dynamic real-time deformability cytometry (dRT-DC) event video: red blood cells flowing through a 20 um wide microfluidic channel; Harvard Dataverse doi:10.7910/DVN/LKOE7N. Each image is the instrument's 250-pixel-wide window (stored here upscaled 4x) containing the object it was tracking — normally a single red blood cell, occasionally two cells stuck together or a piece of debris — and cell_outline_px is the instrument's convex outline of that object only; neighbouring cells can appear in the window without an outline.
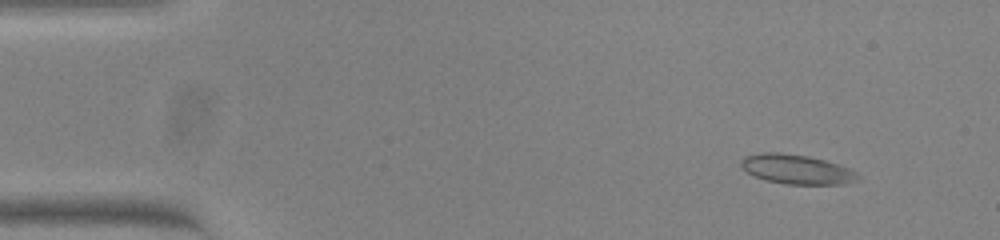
{"species": "common noctule bat (a hibernating species)", "species_latin": "Nyctalus noctula", "temperature_condition": "warm", "stored_images_in_passage": 51, "camera_frame_rate_fps": 3000, "um_per_image_px": 0.085, "animal": {"sex": "female", "body_mass_g": 23.0, "forearm_length_mm": 53.4}, "frame": {"image": 1, "passage_image": 3, "time_ms": 0.667, "image_size_px": [1000, 240], "cell_outline_px": [[860, 180], [844, 184], [784, 184], [764, 180], [752, 176], [740, 164], [740, 160], [744, 156], [760, 152], [780, 152], [808, 156], [824, 160], [848, 168], [856, 172], [860, 176]], "centroid_in_image_um": [67.69, 14.39], "position_along_channel_um": 17.3, "area_um2": 20.23}}
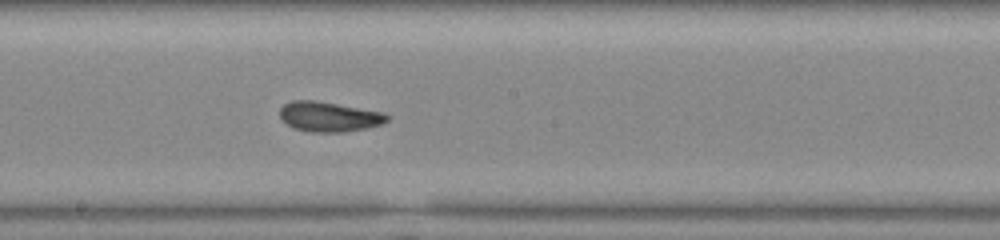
{"frame": {"image": 2, "passage_image": 27, "time_ms": 8.667, "image_size_px": [1000, 240], "cell_outline_px": [[388, 120], [380, 124], [364, 128], [340, 132], [312, 132], [296, 128], [288, 124], [280, 116], [280, 108], [284, 104], [292, 100], [312, 100], [384, 112], [388, 116]], "centroid_in_image_um": [27.95, 9.91], "position_along_channel_um": 220.2, "area_um2": 18.26}}
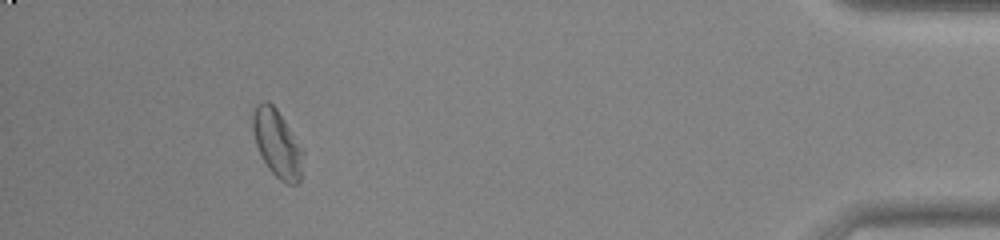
{"frame": {"image": 3, "passage_image": 47, "time_ms": 15.333, "image_size_px": [1000, 240], "cell_outline_px": [[304, 152], [300, 184], [288, 184], [280, 180], [268, 168], [256, 144], [252, 128], [252, 116], [256, 104], [264, 100], [268, 100], [276, 108], [284, 120]], "centroid_in_image_um": [23.56, 12.2], "position_along_channel_um": 411.6, "area_um2": 19.65}, "authors_computed_cell_mechanics": {"area_um2": 18.7272, "velocity_mm_per_s": 3.8141, "shape_relaxation_time_tau1_ms": 5.5958, "shape_relaxation_time_tau2_ms": 1.7152, "deformation_change_tau1": 0.1566, "deformation_change_tau2": 0.0645}}